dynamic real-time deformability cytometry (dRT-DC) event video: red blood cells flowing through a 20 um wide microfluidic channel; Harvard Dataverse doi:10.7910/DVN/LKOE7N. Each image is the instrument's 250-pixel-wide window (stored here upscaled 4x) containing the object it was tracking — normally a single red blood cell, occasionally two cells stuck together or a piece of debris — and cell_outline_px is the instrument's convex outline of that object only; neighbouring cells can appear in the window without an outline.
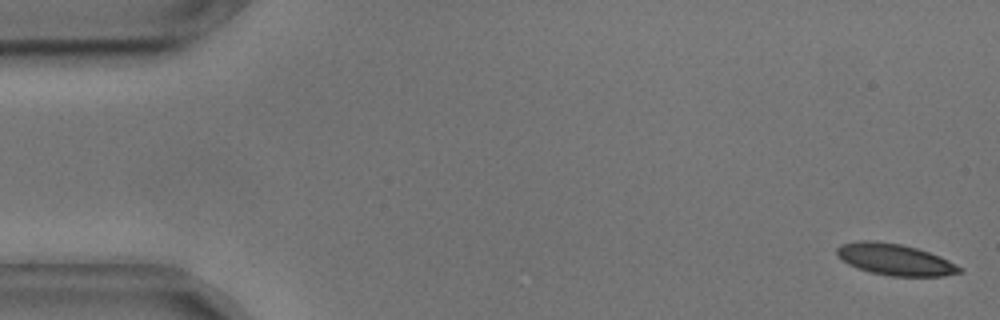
{"species": "common noctule bat (a hibernating species)", "species_latin": "Nyctalus noctula", "temperature_condition": "cold", "stored_images_in_passage": 54, "camera_frame_rate_fps": 3000, "um_per_image_px": 0.085, "animal": {"sex": "male", "body_mass_g": 17.9, "forearm_length_mm": 54.2}, "frame": {"image": 1, "passage_image": 1, "time_ms": 0.0, "image_size_px": [1000, 320], "cell_outline_px": [[964, 272], [944, 276], [888, 276], [856, 268], [848, 264], [836, 252], [836, 248], [840, 244], [860, 240], [876, 240], [900, 244], [916, 248], [940, 256], [964, 268]], "centroid_in_image_um": [76.1, 22.06], "position_along_channel_um": 8.9, "area_um2": 22.54}}
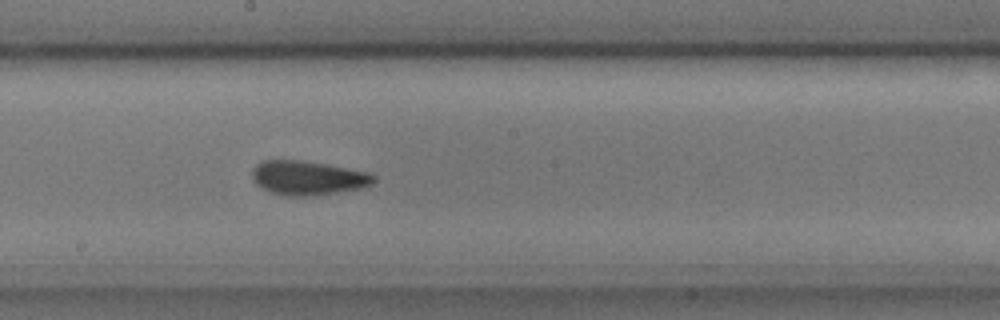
{"frame": {"image": 2, "passage_image": 29, "time_ms": 9.333, "image_size_px": [1000, 320], "cell_outline_px": [[376, 180], [372, 184], [360, 188], [316, 196], [284, 196], [268, 192], [256, 184], [252, 176], [252, 168], [260, 160], [300, 160], [324, 164], [368, 172], [376, 176]], "centroid_in_image_um": [26.13, 15.13], "position_along_channel_um": 222.1, "area_um2": 24.39}}
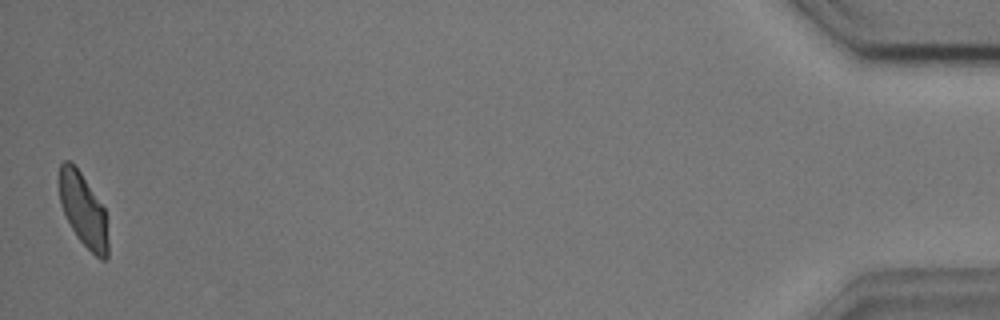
{"frame": {"image": 3, "passage_image": 54, "time_ms": 17.667, "image_size_px": [1000, 320], "cell_outline_px": [[108, 256], [104, 260], [100, 260], [76, 236], [60, 204], [60, 164], [64, 160], [68, 160], [80, 172], [104, 208], [108, 240]], "centroid_in_image_um": [7.09, 17.88], "position_along_channel_um": 428.1, "area_um2": 20.29}, "authors_computed_cell_mechanics": {"area_um2": 22.831, "velocity_mm_per_s": 3.5981, "shape_relaxation_time_tau1_ms": 3.536, "shape_relaxation_time_tau2_ms": 1.9948, "deformation_change_tau1": 0.1174, "deformation_change_tau2": 0.0881}}